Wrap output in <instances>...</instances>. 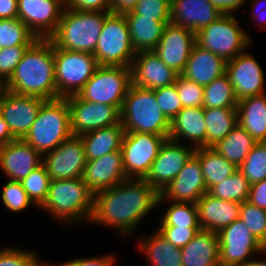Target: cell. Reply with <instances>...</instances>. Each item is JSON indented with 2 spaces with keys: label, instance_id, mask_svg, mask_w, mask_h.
Segmentation results:
<instances>
[{
  "label": "cell",
  "instance_id": "obj_47",
  "mask_svg": "<svg viewBox=\"0 0 266 266\" xmlns=\"http://www.w3.org/2000/svg\"><path fill=\"white\" fill-rule=\"evenodd\" d=\"M36 255L33 251L8 246L0 250V266H49L42 264Z\"/></svg>",
  "mask_w": 266,
  "mask_h": 266
},
{
  "label": "cell",
  "instance_id": "obj_48",
  "mask_svg": "<svg viewBox=\"0 0 266 266\" xmlns=\"http://www.w3.org/2000/svg\"><path fill=\"white\" fill-rule=\"evenodd\" d=\"M29 46L2 48L0 52V83L4 85L15 71Z\"/></svg>",
  "mask_w": 266,
  "mask_h": 266
},
{
  "label": "cell",
  "instance_id": "obj_31",
  "mask_svg": "<svg viewBox=\"0 0 266 266\" xmlns=\"http://www.w3.org/2000/svg\"><path fill=\"white\" fill-rule=\"evenodd\" d=\"M129 27L132 46L136 52L151 51L160 41L170 22H159L148 17H125Z\"/></svg>",
  "mask_w": 266,
  "mask_h": 266
},
{
  "label": "cell",
  "instance_id": "obj_51",
  "mask_svg": "<svg viewBox=\"0 0 266 266\" xmlns=\"http://www.w3.org/2000/svg\"><path fill=\"white\" fill-rule=\"evenodd\" d=\"M115 259L113 256L105 255V256H99V257H87V258H76L71 259L69 261H65L64 263L54 265V266H114ZM49 266H51L49 264ZM53 266V265H52Z\"/></svg>",
  "mask_w": 266,
  "mask_h": 266
},
{
  "label": "cell",
  "instance_id": "obj_27",
  "mask_svg": "<svg viewBox=\"0 0 266 266\" xmlns=\"http://www.w3.org/2000/svg\"><path fill=\"white\" fill-rule=\"evenodd\" d=\"M168 137L175 142L186 138L195 149L206 147L204 107L183 108L170 122Z\"/></svg>",
  "mask_w": 266,
  "mask_h": 266
},
{
  "label": "cell",
  "instance_id": "obj_58",
  "mask_svg": "<svg viewBox=\"0 0 266 266\" xmlns=\"http://www.w3.org/2000/svg\"><path fill=\"white\" fill-rule=\"evenodd\" d=\"M240 266H266V261L252 259L251 261H248Z\"/></svg>",
  "mask_w": 266,
  "mask_h": 266
},
{
  "label": "cell",
  "instance_id": "obj_59",
  "mask_svg": "<svg viewBox=\"0 0 266 266\" xmlns=\"http://www.w3.org/2000/svg\"><path fill=\"white\" fill-rule=\"evenodd\" d=\"M3 89V85L0 83V92L2 91Z\"/></svg>",
  "mask_w": 266,
  "mask_h": 266
},
{
  "label": "cell",
  "instance_id": "obj_39",
  "mask_svg": "<svg viewBox=\"0 0 266 266\" xmlns=\"http://www.w3.org/2000/svg\"><path fill=\"white\" fill-rule=\"evenodd\" d=\"M170 202L159 226L200 227L196 203Z\"/></svg>",
  "mask_w": 266,
  "mask_h": 266
},
{
  "label": "cell",
  "instance_id": "obj_10",
  "mask_svg": "<svg viewBox=\"0 0 266 266\" xmlns=\"http://www.w3.org/2000/svg\"><path fill=\"white\" fill-rule=\"evenodd\" d=\"M131 85L130 67L99 65L78 95L84 100L115 106L121 111Z\"/></svg>",
  "mask_w": 266,
  "mask_h": 266
},
{
  "label": "cell",
  "instance_id": "obj_34",
  "mask_svg": "<svg viewBox=\"0 0 266 266\" xmlns=\"http://www.w3.org/2000/svg\"><path fill=\"white\" fill-rule=\"evenodd\" d=\"M206 147H213L237 125V107L204 108Z\"/></svg>",
  "mask_w": 266,
  "mask_h": 266
},
{
  "label": "cell",
  "instance_id": "obj_7",
  "mask_svg": "<svg viewBox=\"0 0 266 266\" xmlns=\"http://www.w3.org/2000/svg\"><path fill=\"white\" fill-rule=\"evenodd\" d=\"M238 22L234 15L222 14L195 33L196 45L217 54L227 62L232 60L245 52L252 42Z\"/></svg>",
  "mask_w": 266,
  "mask_h": 266
},
{
  "label": "cell",
  "instance_id": "obj_4",
  "mask_svg": "<svg viewBox=\"0 0 266 266\" xmlns=\"http://www.w3.org/2000/svg\"><path fill=\"white\" fill-rule=\"evenodd\" d=\"M110 13L64 8L57 29L49 39L58 48L94 54L103 23Z\"/></svg>",
  "mask_w": 266,
  "mask_h": 266
},
{
  "label": "cell",
  "instance_id": "obj_17",
  "mask_svg": "<svg viewBox=\"0 0 266 266\" xmlns=\"http://www.w3.org/2000/svg\"><path fill=\"white\" fill-rule=\"evenodd\" d=\"M18 18L38 39H49L64 11V0H17Z\"/></svg>",
  "mask_w": 266,
  "mask_h": 266
},
{
  "label": "cell",
  "instance_id": "obj_28",
  "mask_svg": "<svg viewBox=\"0 0 266 266\" xmlns=\"http://www.w3.org/2000/svg\"><path fill=\"white\" fill-rule=\"evenodd\" d=\"M181 258L183 266H220L218 233L200 229L181 248Z\"/></svg>",
  "mask_w": 266,
  "mask_h": 266
},
{
  "label": "cell",
  "instance_id": "obj_20",
  "mask_svg": "<svg viewBox=\"0 0 266 266\" xmlns=\"http://www.w3.org/2000/svg\"><path fill=\"white\" fill-rule=\"evenodd\" d=\"M195 42V33L174 24H168L153 49L160 59L179 75L183 72Z\"/></svg>",
  "mask_w": 266,
  "mask_h": 266
},
{
  "label": "cell",
  "instance_id": "obj_44",
  "mask_svg": "<svg viewBox=\"0 0 266 266\" xmlns=\"http://www.w3.org/2000/svg\"><path fill=\"white\" fill-rule=\"evenodd\" d=\"M1 199L6 209L11 212H20L34 204L19 181L9 180L3 186Z\"/></svg>",
  "mask_w": 266,
  "mask_h": 266
},
{
  "label": "cell",
  "instance_id": "obj_38",
  "mask_svg": "<svg viewBox=\"0 0 266 266\" xmlns=\"http://www.w3.org/2000/svg\"><path fill=\"white\" fill-rule=\"evenodd\" d=\"M38 39L19 18L0 19V46H30Z\"/></svg>",
  "mask_w": 266,
  "mask_h": 266
},
{
  "label": "cell",
  "instance_id": "obj_43",
  "mask_svg": "<svg viewBox=\"0 0 266 266\" xmlns=\"http://www.w3.org/2000/svg\"><path fill=\"white\" fill-rule=\"evenodd\" d=\"M125 17H148L159 22H170L171 0H139Z\"/></svg>",
  "mask_w": 266,
  "mask_h": 266
},
{
  "label": "cell",
  "instance_id": "obj_26",
  "mask_svg": "<svg viewBox=\"0 0 266 266\" xmlns=\"http://www.w3.org/2000/svg\"><path fill=\"white\" fill-rule=\"evenodd\" d=\"M226 64L227 61L217 54L195 44L180 75L199 85L206 86L226 73Z\"/></svg>",
  "mask_w": 266,
  "mask_h": 266
},
{
  "label": "cell",
  "instance_id": "obj_1",
  "mask_svg": "<svg viewBox=\"0 0 266 266\" xmlns=\"http://www.w3.org/2000/svg\"><path fill=\"white\" fill-rule=\"evenodd\" d=\"M159 193L144 179L127 178L94 194L91 223L112 226L128 236L157 205Z\"/></svg>",
  "mask_w": 266,
  "mask_h": 266
},
{
  "label": "cell",
  "instance_id": "obj_2",
  "mask_svg": "<svg viewBox=\"0 0 266 266\" xmlns=\"http://www.w3.org/2000/svg\"><path fill=\"white\" fill-rule=\"evenodd\" d=\"M3 88L18 95L57 99L54 44L50 39H36L27 48Z\"/></svg>",
  "mask_w": 266,
  "mask_h": 266
},
{
  "label": "cell",
  "instance_id": "obj_15",
  "mask_svg": "<svg viewBox=\"0 0 266 266\" xmlns=\"http://www.w3.org/2000/svg\"><path fill=\"white\" fill-rule=\"evenodd\" d=\"M46 100L37 96L18 95L6 89L0 92L1 117L16 139H23L31 129Z\"/></svg>",
  "mask_w": 266,
  "mask_h": 266
},
{
  "label": "cell",
  "instance_id": "obj_33",
  "mask_svg": "<svg viewBox=\"0 0 266 266\" xmlns=\"http://www.w3.org/2000/svg\"><path fill=\"white\" fill-rule=\"evenodd\" d=\"M194 154L199 158L207 191L238 170L212 147L196 148Z\"/></svg>",
  "mask_w": 266,
  "mask_h": 266
},
{
  "label": "cell",
  "instance_id": "obj_21",
  "mask_svg": "<svg viewBox=\"0 0 266 266\" xmlns=\"http://www.w3.org/2000/svg\"><path fill=\"white\" fill-rule=\"evenodd\" d=\"M130 68L132 84L151 90L173 85L179 75L153 50L136 52Z\"/></svg>",
  "mask_w": 266,
  "mask_h": 266
},
{
  "label": "cell",
  "instance_id": "obj_9",
  "mask_svg": "<svg viewBox=\"0 0 266 266\" xmlns=\"http://www.w3.org/2000/svg\"><path fill=\"white\" fill-rule=\"evenodd\" d=\"M54 66L58 99L78 94L99 64L91 53L54 46Z\"/></svg>",
  "mask_w": 266,
  "mask_h": 266
},
{
  "label": "cell",
  "instance_id": "obj_23",
  "mask_svg": "<svg viewBox=\"0 0 266 266\" xmlns=\"http://www.w3.org/2000/svg\"><path fill=\"white\" fill-rule=\"evenodd\" d=\"M42 164V155L23 139L0 146V167L11 181H22Z\"/></svg>",
  "mask_w": 266,
  "mask_h": 266
},
{
  "label": "cell",
  "instance_id": "obj_46",
  "mask_svg": "<svg viewBox=\"0 0 266 266\" xmlns=\"http://www.w3.org/2000/svg\"><path fill=\"white\" fill-rule=\"evenodd\" d=\"M154 93L161 111L171 122L183 109L175 84L154 89Z\"/></svg>",
  "mask_w": 266,
  "mask_h": 266
},
{
  "label": "cell",
  "instance_id": "obj_24",
  "mask_svg": "<svg viewBox=\"0 0 266 266\" xmlns=\"http://www.w3.org/2000/svg\"><path fill=\"white\" fill-rule=\"evenodd\" d=\"M221 15L209 0H171L170 23L194 33Z\"/></svg>",
  "mask_w": 266,
  "mask_h": 266
},
{
  "label": "cell",
  "instance_id": "obj_5",
  "mask_svg": "<svg viewBox=\"0 0 266 266\" xmlns=\"http://www.w3.org/2000/svg\"><path fill=\"white\" fill-rule=\"evenodd\" d=\"M124 132L151 133L168 137L170 121L161 111L154 90L132 84L121 108Z\"/></svg>",
  "mask_w": 266,
  "mask_h": 266
},
{
  "label": "cell",
  "instance_id": "obj_14",
  "mask_svg": "<svg viewBox=\"0 0 266 266\" xmlns=\"http://www.w3.org/2000/svg\"><path fill=\"white\" fill-rule=\"evenodd\" d=\"M86 162L85 148L78 135H72L42 155V164L51 181L82 177Z\"/></svg>",
  "mask_w": 266,
  "mask_h": 266
},
{
  "label": "cell",
  "instance_id": "obj_19",
  "mask_svg": "<svg viewBox=\"0 0 266 266\" xmlns=\"http://www.w3.org/2000/svg\"><path fill=\"white\" fill-rule=\"evenodd\" d=\"M246 53L238 54L226 64V74L238 101L266 93L263 69L252 54Z\"/></svg>",
  "mask_w": 266,
  "mask_h": 266
},
{
  "label": "cell",
  "instance_id": "obj_6",
  "mask_svg": "<svg viewBox=\"0 0 266 266\" xmlns=\"http://www.w3.org/2000/svg\"><path fill=\"white\" fill-rule=\"evenodd\" d=\"M70 109L65 98L46 100L23 140L41 155L46 154L71 137Z\"/></svg>",
  "mask_w": 266,
  "mask_h": 266
},
{
  "label": "cell",
  "instance_id": "obj_54",
  "mask_svg": "<svg viewBox=\"0 0 266 266\" xmlns=\"http://www.w3.org/2000/svg\"><path fill=\"white\" fill-rule=\"evenodd\" d=\"M17 0H0V19L18 18Z\"/></svg>",
  "mask_w": 266,
  "mask_h": 266
},
{
  "label": "cell",
  "instance_id": "obj_12",
  "mask_svg": "<svg viewBox=\"0 0 266 266\" xmlns=\"http://www.w3.org/2000/svg\"><path fill=\"white\" fill-rule=\"evenodd\" d=\"M220 266H240L257 253H266V248L252 235L245 223L236 219L218 232Z\"/></svg>",
  "mask_w": 266,
  "mask_h": 266
},
{
  "label": "cell",
  "instance_id": "obj_32",
  "mask_svg": "<svg viewBox=\"0 0 266 266\" xmlns=\"http://www.w3.org/2000/svg\"><path fill=\"white\" fill-rule=\"evenodd\" d=\"M142 240L139 250L146 254L151 266H183L181 249L175 247L158 230L151 236H144Z\"/></svg>",
  "mask_w": 266,
  "mask_h": 266
},
{
  "label": "cell",
  "instance_id": "obj_11",
  "mask_svg": "<svg viewBox=\"0 0 266 266\" xmlns=\"http://www.w3.org/2000/svg\"><path fill=\"white\" fill-rule=\"evenodd\" d=\"M167 139L151 133L124 132L121 151L127 178L144 179Z\"/></svg>",
  "mask_w": 266,
  "mask_h": 266
},
{
  "label": "cell",
  "instance_id": "obj_45",
  "mask_svg": "<svg viewBox=\"0 0 266 266\" xmlns=\"http://www.w3.org/2000/svg\"><path fill=\"white\" fill-rule=\"evenodd\" d=\"M175 86L183 108L203 107L204 86L178 75L175 80Z\"/></svg>",
  "mask_w": 266,
  "mask_h": 266
},
{
  "label": "cell",
  "instance_id": "obj_56",
  "mask_svg": "<svg viewBox=\"0 0 266 266\" xmlns=\"http://www.w3.org/2000/svg\"><path fill=\"white\" fill-rule=\"evenodd\" d=\"M253 1H255V0H253ZM264 4V6H265V8L264 9H266V0H256L255 1V3H253V5H252V7H251V9H253V11L251 10V12L252 13H250V15H252L250 18H252L255 22L257 21V24H255L256 26H259V27H262L263 25H264V23H265V25H266V10H264V9H262L264 6H263V4ZM258 4V5H257ZM260 4V5H259ZM261 4H262V7H261ZM257 7H256V6ZM258 6H259V8H258ZM254 8H256V9H254ZM260 9V10H258V9ZM262 10V11H261ZM260 11V12H259ZM263 13V14H262ZM263 15V16H262ZM254 17V18H253ZM256 19V20H255ZM262 20V21H260V20ZM263 23V24H262ZM261 25V26H260Z\"/></svg>",
  "mask_w": 266,
  "mask_h": 266
},
{
  "label": "cell",
  "instance_id": "obj_36",
  "mask_svg": "<svg viewBox=\"0 0 266 266\" xmlns=\"http://www.w3.org/2000/svg\"><path fill=\"white\" fill-rule=\"evenodd\" d=\"M238 102L226 73L204 86V108L237 107Z\"/></svg>",
  "mask_w": 266,
  "mask_h": 266
},
{
  "label": "cell",
  "instance_id": "obj_35",
  "mask_svg": "<svg viewBox=\"0 0 266 266\" xmlns=\"http://www.w3.org/2000/svg\"><path fill=\"white\" fill-rule=\"evenodd\" d=\"M256 143L245 129L237 125L212 148L236 167H239Z\"/></svg>",
  "mask_w": 266,
  "mask_h": 266
},
{
  "label": "cell",
  "instance_id": "obj_57",
  "mask_svg": "<svg viewBox=\"0 0 266 266\" xmlns=\"http://www.w3.org/2000/svg\"><path fill=\"white\" fill-rule=\"evenodd\" d=\"M16 140V138L11 134L8 124L1 117L0 113V146L6 145L7 143Z\"/></svg>",
  "mask_w": 266,
  "mask_h": 266
},
{
  "label": "cell",
  "instance_id": "obj_53",
  "mask_svg": "<svg viewBox=\"0 0 266 266\" xmlns=\"http://www.w3.org/2000/svg\"><path fill=\"white\" fill-rule=\"evenodd\" d=\"M222 14L234 15V12L246 4V0H209ZM235 10V11H234Z\"/></svg>",
  "mask_w": 266,
  "mask_h": 266
},
{
  "label": "cell",
  "instance_id": "obj_52",
  "mask_svg": "<svg viewBox=\"0 0 266 266\" xmlns=\"http://www.w3.org/2000/svg\"><path fill=\"white\" fill-rule=\"evenodd\" d=\"M247 201L266 210V179L255 184H250Z\"/></svg>",
  "mask_w": 266,
  "mask_h": 266
},
{
  "label": "cell",
  "instance_id": "obj_50",
  "mask_svg": "<svg viewBox=\"0 0 266 266\" xmlns=\"http://www.w3.org/2000/svg\"><path fill=\"white\" fill-rule=\"evenodd\" d=\"M111 0H64L65 8L79 11L110 12Z\"/></svg>",
  "mask_w": 266,
  "mask_h": 266
},
{
  "label": "cell",
  "instance_id": "obj_25",
  "mask_svg": "<svg viewBox=\"0 0 266 266\" xmlns=\"http://www.w3.org/2000/svg\"><path fill=\"white\" fill-rule=\"evenodd\" d=\"M201 229L219 232L239 218L241 203L215 198L208 192L197 202Z\"/></svg>",
  "mask_w": 266,
  "mask_h": 266
},
{
  "label": "cell",
  "instance_id": "obj_16",
  "mask_svg": "<svg viewBox=\"0 0 266 266\" xmlns=\"http://www.w3.org/2000/svg\"><path fill=\"white\" fill-rule=\"evenodd\" d=\"M178 143L170 139L164 142L144 178L159 194L174 180L195 152L192 145L186 147Z\"/></svg>",
  "mask_w": 266,
  "mask_h": 266
},
{
  "label": "cell",
  "instance_id": "obj_3",
  "mask_svg": "<svg viewBox=\"0 0 266 266\" xmlns=\"http://www.w3.org/2000/svg\"><path fill=\"white\" fill-rule=\"evenodd\" d=\"M93 207L94 193L82 177L51 181L47 198L40 206L41 210L66 223L90 222Z\"/></svg>",
  "mask_w": 266,
  "mask_h": 266
},
{
  "label": "cell",
  "instance_id": "obj_30",
  "mask_svg": "<svg viewBox=\"0 0 266 266\" xmlns=\"http://www.w3.org/2000/svg\"><path fill=\"white\" fill-rule=\"evenodd\" d=\"M123 135L122 123L79 135L85 148L86 160H93L107 153L121 150Z\"/></svg>",
  "mask_w": 266,
  "mask_h": 266
},
{
  "label": "cell",
  "instance_id": "obj_37",
  "mask_svg": "<svg viewBox=\"0 0 266 266\" xmlns=\"http://www.w3.org/2000/svg\"><path fill=\"white\" fill-rule=\"evenodd\" d=\"M249 190V181L237 170L221 183L214 185L208 193L221 200L242 203L248 200Z\"/></svg>",
  "mask_w": 266,
  "mask_h": 266
},
{
  "label": "cell",
  "instance_id": "obj_41",
  "mask_svg": "<svg viewBox=\"0 0 266 266\" xmlns=\"http://www.w3.org/2000/svg\"><path fill=\"white\" fill-rule=\"evenodd\" d=\"M20 182L34 205L40 207L47 198L51 182L44 165L36 167Z\"/></svg>",
  "mask_w": 266,
  "mask_h": 266
},
{
  "label": "cell",
  "instance_id": "obj_55",
  "mask_svg": "<svg viewBox=\"0 0 266 266\" xmlns=\"http://www.w3.org/2000/svg\"><path fill=\"white\" fill-rule=\"evenodd\" d=\"M139 0H111L110 12L125 14L134 9Z\"/></svg>",
  "mask_w": 266,
  "mask_h": 266
},
{
  "label": "cell",
  "instance_id": "obj_42",
  "mask_svg": "<svg viewBox=\"0 0 266 266\" xmlns=\"http://www.w3.org/2000/svg\"><path fill=\"white\" fill-rule=\"evenodd\" d=\"M239 218L252 235L266 248V210L249 201L241 203Z\"/></svg>",
  "mask_w": 266,
  "mask_h": 266
},
{
  "label": "cell",
  "instance_id": "obj_49",
  "mask_svg": "<svg viewBox=\"0 0 266 266\" xmlns=\"http://www.w3.org/2000/svg\"><path fill=\"white\" fill-rule=\"evenodd\" d=\"M200 229L201 227L159 226L157 230L175 247L181 249Z\"/></svg>",
  "mask_w": 266,
  "mask_h": 266
},
{
  "label": "cell",
  "instance_id": "obj_18",
  "mask_svg": "<svg viewBox=\"0 0 266 266\" xmlns=\"http://www.w3.org/2000/svg\"><path fill=\"white\" fill-rule=\"evenodd\" d=\"M207 192L199 158L193 154L174 180L159 194L157 205L164 201L196 203Z\"/></svg>",
  "mask_w": 266,
  "mask_h": 266
},
{
  "label": "cell",
  "instance_id": "obj_29",
  "mask_svg": "<svg viewBox=\"0 0 266 266\" xmlns=\"http://www.w3.org/2000/svg\"><path fill=\"white\" fill-rule=\"evenodd\" d=\"M238 125L256 142H266V93L244 98L237 105Z\"/></svg>",
  "mask_w": 266,
  "mask_h": 266
},
{
  "label": "cell",
  "instance_id": "obj_22",
  "mask_svg": "<svg viewBox=\"0 0 266 266\" xmlns=\"http://www.w3.org/2000/svg\"><path fill=\"white\" fill-rule=\"evenodd\" d=\"M82 179L94 194L113 188L126 180L122 151L87 160Z\"/></svg>",
  "mask_w": 266,
  "mask_h": 266
},
{
  "label": "cell",
  "instance_id": "obj_40",
  "mask_svg": "<svg viewBox=\"0 0 266 266\" xmlns=\"http://www.w3.org/2000/svg\"><path fill=\"white\" fill-rule=\"evenodd\" d=\"M238 170L250 184L266 179V142H257Z\"/></svg>",
  "mask_w": 266,
  "mask_h": 266
},
{
  "label": "cell",
  "instance_id": "obj_8",
  "mask_svg": "<svg viewBox=\"0 0 266 266\" xmlns=\"http://www.w3.org/2000/svg\"><path fill=\"white\" fill-rule=\"evenodd\" d=\"M100 66L130 67L136 55L124 14L110 13L93 54Z\"/></svg>",
  "mask_w": 266,
  "mask_h": 266
},
{
  "label": "cell",
  "instance_id": "obj_13",
  "mask_svg": "<svg viewBox=\"0 0 266 266\" xmlns=\"http://www.w3.org/2000/svg\"><path fill=\"white\" fill-rule=\"evenodd\" d=\"M65 99L70 109L73 135L121 123V111L115 106L84 100L78 94Z\"/></svg>",
  "mask_w": 266,
  "mask_h": 266
}]
</instances>
